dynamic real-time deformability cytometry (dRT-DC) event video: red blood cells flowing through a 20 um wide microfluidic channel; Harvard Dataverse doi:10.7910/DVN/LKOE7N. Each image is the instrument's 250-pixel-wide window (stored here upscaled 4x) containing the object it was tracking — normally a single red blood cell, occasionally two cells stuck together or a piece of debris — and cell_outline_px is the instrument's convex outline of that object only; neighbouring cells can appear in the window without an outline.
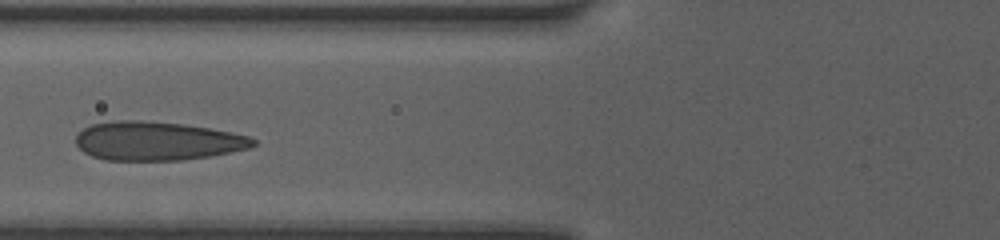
{"species": "human", "species_latin": "Homo sapiens", "temperature_condition": "room temperature", "stored_images_in_passage": 22, "camera_frame_rate_fps": 3000, "um_per_image_px": 0.085, "donor": {"sex": "female"}, "frame": {"image": 1, "passage_image": 4, "time_ms": 2.0, "image_size_px": [1000, 240], "cell_outline_px": [[256, 144], [248, 148], [212, 156], [184, 160], [104, 160], [92, 156], [84, 152], [76, 144], [76, 136], [84, 128], [92, 124], [116, 120], [140, 120], [180, 124], [208, 128], [248, 136], [256, 140]], "centroid_in_image_um": [13.33, 11.99], "position_along_channel_um": 112.5, "area_um2": 39.82}}
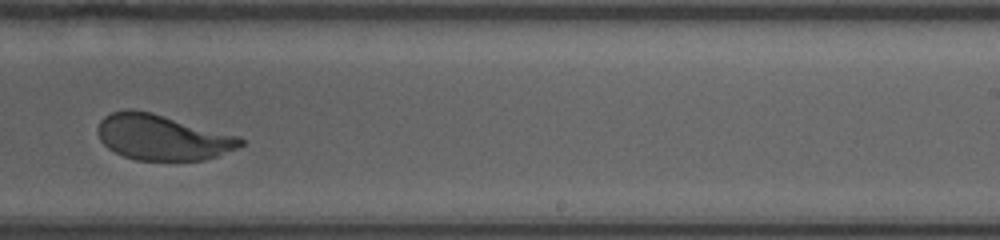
{"frame": {"image": 2, "passage_image": 11, "time_ms": 6.0, "image_size_px": [1000, 240], "cell_outline_px": [[244, 144], [236, 148], [216, 156], [204, 160], [136, 160], [124, 156], [108, 148], [100, 140], [96, 132], [96, 128], [100, 120], [104, 116], [112, 112], [128, 108], [132, 108], [152, 112], [240, 136], [244, 140]], "centroid_in_image_um": [13.77, 11.65], "position_along_channel_um": 275.2, "area_um2": 38.09}}
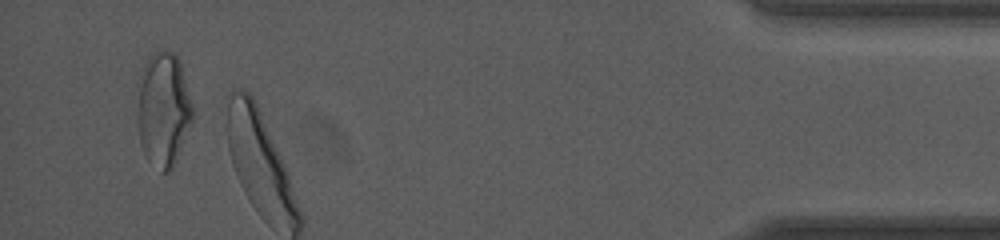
{"frame": {"image": 3, "passage_image": 21, "time_ms": 10.667, "image_size_px": [1000, 240], "cell_outline_px": [[192, 120], [172, 168], [168, 172], [164, 172], [148, 160], [144, 156], [140, 144], [136, 120], [140, 72], [148, 56], [152, 52], [160, 48], [168, 48], [176, 52], [180, 60], [192, 104]], "centroid_in_image_um": [13.85, 9.2], "position_along_channel_um": 421.4, "area_um2": 37.28}, "authors_computed_cell_mechanics": {"area_um2": 38.4081, "velocity_mm_per_s": 4.0666, "shape_relaxation_time_tau1_ms": 2.5949, "shape_relaxation_time_tau2_ms": null, "deformation_change_tau1": 0.1434, "deformation_change_tau2": null}}